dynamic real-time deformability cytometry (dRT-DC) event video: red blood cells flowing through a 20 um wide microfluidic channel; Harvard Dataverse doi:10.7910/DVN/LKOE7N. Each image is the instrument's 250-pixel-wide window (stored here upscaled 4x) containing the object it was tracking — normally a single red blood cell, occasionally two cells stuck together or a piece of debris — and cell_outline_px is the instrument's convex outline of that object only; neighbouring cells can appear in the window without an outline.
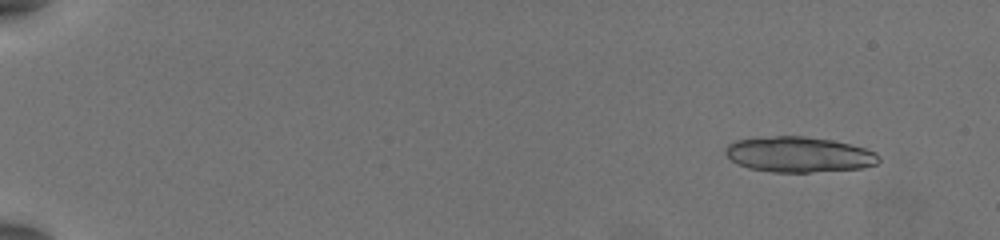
{"species": "common noctule bat (a hibernating species)", "species_latin": "Nyctalus noctula", "temperature_condition": "warm", "stored_images_in_passage": 31, "camera_frame_rate_fps": 3000, "um_per_image_px": 0.085, "animal": {"sex": "female", "body_mass_g": 19.5, "forearm_length_mm": 54.1}, "frame": {"image": 1, "passage_image": 1, "time_ms": 0.0, "image_size_px": [1000, 240], "cell_outline_px": [[880, 160], [876, 164], [864, 168], [808, 172], [772, 172], [748, 168], [732, 160], [724, 152], [724, 148], [728, 144], [736, 140], [776, 136], [804, 136], [832, 140], [864, 148], [876, 152], [880, 156]], "centroid_in_image_um": [67.92, 13.13], "position_along_channel_um": 17.1, "area_um2": 31.56}}
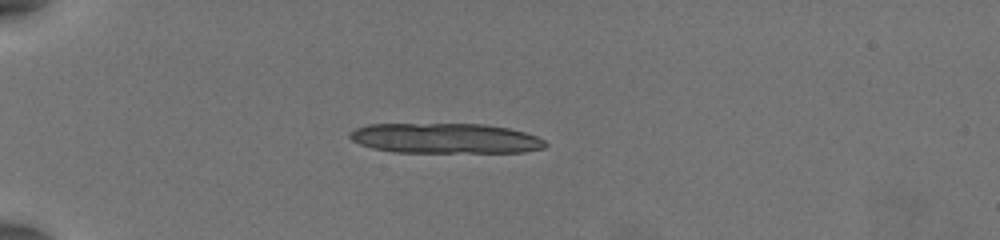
{"frame": {"image": 2, "passage_image": 12, "time_ms": 3.667, "image_size_px": [1000, 240], "cell_outline_px": [[548, 144], [544, 148], [524, 152], [392, 152], [372, 148], [360, 144], [352, 140], [348, 136], [348, 132], [356, 128], [368, 124], [484, 124], [508, 128], [524, 132], [536, 136], [544, 140]], "centroid_in_image_um": [37.83, 11.76], "position_along_channel_um": 47.2, "area_um2": 34.45}}